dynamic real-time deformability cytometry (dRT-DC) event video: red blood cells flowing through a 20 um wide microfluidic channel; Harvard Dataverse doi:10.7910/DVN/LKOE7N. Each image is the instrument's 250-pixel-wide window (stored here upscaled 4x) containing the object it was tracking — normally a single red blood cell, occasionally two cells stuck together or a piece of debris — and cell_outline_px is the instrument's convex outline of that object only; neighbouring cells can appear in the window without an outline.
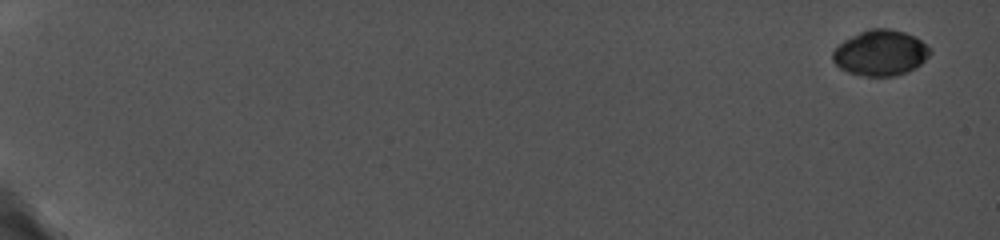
{"species": "common noctule bat (a hibernating species)", "species_latin": "Nyctalus noctula", "temperature_condition": "cold", "stored_images_in_passage": 8, "camera_frame_rate_fps": 5000, "um_per_image_px": 0.085, "animal": {"sex": "female", "body_mass_g": 19.0, "forearm_length_mm": 56.7}, "frame": {"image": 1, "passage_image": 1, "time_ms": 0.0, "image_size_px": [1000, 240], "cell_outline_px": [[932, 52], [916, 68], [896, 76], [864, 76], [848, 72], [840, 68], [832, 60], [832, 52], [844, 40], [868, 28], [888, 28], [904, 32], [916, 36], [932, 48]], "centroid_in_image_um": [74.87, 4.49], "position_along_channel_um": 10.1, "area_um2": 26.01}}